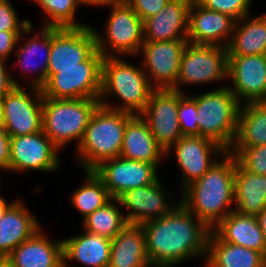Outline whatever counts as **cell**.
<instances>
[{"label":"cell","instance_id":"1","mask_svg":"<svg viewBox=\"0 0 266 267\" xmlns=\"http://www.w3.org/2000/svg\"><path fill=\"white\" fill-rule=\"evenodd\" d=\"M142 227L151 267H171L188 258L207 257L211 229L181 202L165 216Z\"/></svg>","mask_w":266,"mask_h":267},{"label":"cell","instance_id":"2","mask_svg":"<svg viewBox=\"0 0 266 267\" xmlns=\"http://www.w3.org/2000/svg\"><path fill=\"white\" fill-rule=\"evenodd\" d=\"M197 181L182 190L181 203L211 230L234 211L236 159L227 151Z\"/></svg>","mask_w":266,"mask_h":267},{"label":"cell","instance_id":"3","mask_svg":"<svg viewBox=\"0 0 266 267\" xmlns=\"http://www.w3.org/2000/svg\"><path fill=\"white\" fill-rule=\"evenodd\" d=\"M133 115L102 105L97 107L77 147L84 172L93 171L102 162L120 156L126 124Z\"/></svg>","mask_w":266,"mask_h":267},{"label":"cell","instance_id":"4","mask_svg":"<svg viewBox=\"0 0 266 267\" xmlns=\"http://www.w3.org/2000/svg\"><path fill=\"white\" fill-rule=\"evenodd\" d=\"M119 57L103 59L100 105L134 115L141 114L154 88L150 85L143 67L137 68ZM105 95H117L123 101L122 105L113 107L110 102H104Z\"/></svg>","mask_w":266,"mask_h":267},{"label":"cell","instance_id":"5","mask_svg":"<svg viewBox=\"0 0 266 267\" xmlns=\"http://www.w3.org/2000/svg\"><path fill=\"white\" fill-rule=\"evenodd\" d=\"M197 102L200 136L207 137L229 151L238 131L241 103L229 86L192 96Z\"/></svg>","mask_w":266,"mask_h":267},{"label":"cell","instance_id":"6","mask_svg":"<svg viewBox=\"0 0 266 267\" xmlns=\"http://www.w3.org/2000/svg\"><path fill=\"white\" fill-rule=\"evenodd\" d=\"M99 99H51L43 96L42 130L59 148L76 140L81 143Z\"/></svg>","mask_w":266,"mask_h":267},{"label":"cell","instance_id":"7","mask_svg":"<svg viewBox=\"0 0 266 267\" xmlns=\"http://www.w3.org/2000/svg\"><path fill=\"white\" fill-rule=\"evenodd\" d=\"M104 56L96 50L84 68H56L43 86L42 94L51 99H99Z\"/></svg>","mask_w":266,"mask_h":267},{"label":"cell","instance_id":"8","mask_svg":"<svg viewBox=\"0 0 266 267\" xmlns=\"http://www.w3.org/2000/svg\"><path fill=\"white\" fill-rule=\"evenodd\" d=\"M110 7L112 9L106 23L105 37L94 29L97 50L104 57L116 56L108 52V45L115 54L137 55L144 43L143 20L125 0H115Z\"/></svg>","mask_w":266,"mask_h":267},{"label":"cell","instance_id":"9","mask_svg":"<svg viewBox=\"0 0 266 267\" xmlns=\"http://www.w3.org/2000/svg\"><path fill=\"white\" fill-rule=\"evenodd\" d=\"M228 78L227 47L216 44L187 43L182 57L174 90L180 84H206Z\"/></svg>","mask_w":266,"mask_h":267},{"label":"cell","instance_id":"10","mask_svg":"<svg viewBox=\"0 0 266 267\" xmlns=\"http://www.w3.org/2000/svg\"><path fill=\"white\" fill-rule=\"evenodd\" d=\"M96 50V36L91 26L51 28L47 79L56 73V68H84V61Z\"/></svg>","mask_w":266,"mask_h":267},{"label":"cell","instance_id":"11","mask_svg":"<svg viewBox=\"0 0 266 267\" xmlns=\"http://www.w3.org/2000/svg\"><path fill=\"white\" fill-rule=\"evenodd\" d=\"M183 91L154 89L145 110L140 114L148 123L156 143L170 153L171 147L182 137L177 110Z\"/></svg>","mask_w":266,"mask_h":267},{"label":"cell","instance_id":"12","mask_svg":"<svg viewBox=\"0 0 266 267\" xmlns=\"http://www.w3.org/2000/svg\"><path fill=\"white\" fill-rule=\"evenodd\" d=\"M25 89L26 87L15 86L1 99L5 129L10 137L42 131V90L31 87L32 93L30 94L34 93L31 96Z\"/></svg>","mask_w":266,"mask_h":267},{"label":"cell","instance_id":"13","mask_svg":"<svg viewBox=\"0 0 266 267\" xmlns=\"http://www.w3.org/2000/svg\"><path fill=\"white\" fill-rule=\"evenodd\" d=\"M187 43V40L144 41L140 53L144 55V72L154 89L176 87L181 57Z\"/></svg>","mask_w":266,"mask_h":267},{"label":"cell","instance_id":"14","mask_svg":"<svg viewBox=\"0 0 266 267\" xmlns=\"http://www.w3.org/2000/svg\"><path fill=\"white\" fill-rule=\"evenodd\" d=\"M93 171L113 199H118L130 189L153 184L159 178L154 164L121 156L102 162Z\"/></svg>","mask_w":266,"mask_h":267},{"label":"cell","instance_id":"15","mask_svg":"<svg viewBox=\"0 0 266 267\" xmlns=\"http://www.w3.org/2000/svg\"><path fill=\"white\" fill-rule=\"evenodd\" d=\"M60 149L42 131L10 137L9 171L29 169L53 172L60 166Z\"/></svg>","mask_w":266,"mask_h":267},{"label":"cell","instance_id":"16","mask_svg":"<svg viewBox=\"0 0 266 267\" xmlns=\"http://www.w3.org/2000/svg\"><path fill=\"white\" fill-rule=\"evenodd\" d=\"M228 78L240 103L266 102V55L228 56Z\"/></svg>","mask_w":266,"mask_h":267},{"label":"cell","instance_id":"17","mask_svg":"<svg viewBox=\"0 0 266 267\" xmlns=\"http://www.w3.org/2000/svg\"><path fill=\"white\" fill-rule=\"evenodd\" d=\"M179 169L182 170V189L200 179L227 152L215 141L201 136H182L173 146ZM216 157L212 160L211 156Z\"/></svg>","mask_w":266,"mask_h":267},{"label":"cell","instance_id":"18","mask_svg":"<svg viewBox=\"0 0 266 267\" xmlns=\"http://www.w3.org/2000/svg\"><path fill=\"white\" fill-rule=\"evenodd\" d=\"M167 199L171 196L159 178L153 184L130 189L118 198L120 205L131 210L125 218L133 225H142L169 213L178 203H168Z\"/></svg>","mask_w":266,"mask_h":267},{"label":"cell","instance_id":"19","mask_svg":"<svg viewBox=\"0 0 266 267\" xmlns=\"http://www.w3.org/2000/svg\"><path fill=\"white\" fill-rule=\"evenodd\" d=\"M235 22L230 16L206 9L192 0L189 9L187 41L194 44H216L227 47Z\"/></svg>","mask_w":266,"mask_h":267},{"label":"cell","instance_id":"20","mask_svg":"<svg viewBox=\"0 0 266 267\" xmlns=\"http://www.w3.org/2000/svg\"><path fill=\"white\" fill-rule=\"evenodd\" d=\"M192 0H170L155 16L143 22L144 41L187 40Z\"/></svg>","mask_w":266,"mask_h":267},{"label":"cell","instance_id":"21","mask_svg":"<svg viewBox=\"0 0 266 267\" xmlns=\"http://www.w3.org/2000/svg\"><path fill=\"white\" fill-rule=\"evenodd\" d=\"M12 267H60L63 264L62 240L50 241L38 230L8 256Z\"/></svg>","mask_w":266,"mask_h":267},{"label":"cell","instance_id":"22","mask_svg":"<svg viewBox=\"0 0 266 267\" xmlns=\"http://www.w3.org/2000/svg\"><path fill=\"white\" fill-rule=\"evenodd\" d=\"M166 155L156 143L147 121L140 115H133L127 122L120 156L139 162L159 164Z\"/></svg>","mask_w":266,"mask_h":267},{"label":"cell","instance_id":"23","mask_svg":"<svg viewBox=\"0 0 266 267\" xmlns=\"http://www.w3.org/2000/svg\"><path fill=\"white\" fill-rule=\"evenodd\" d=\"M16 200L0 220V257H7L18 245L41 230L39 221Z\"/></svg>","mask_w":266,"mask_h":267},{"label":"cell","instance_id":"24","mask_svg":"<svg viewBox=\"0 0 266 267\" xmlns=\"http://www.w3.org/2000/svg\"><path fill=\"white\" fill-rule=\"evenodd\" d=\"M63 264L77 261L88 267H109L111 239L88 231L63 240Z\"/></svg>","mask_w":266,"mask_h":267},{"label":"cell","instance_id":"25","mask_svg":"<svg viewBox=\"0 0 266 267\" xmlns=\"http://www.w3.org/2000/svg\"><path fill=\"white\" fill-rule=\"evenodd\" d=\"M151 267L142 225L128 224L111 240L109 267Z\"/></svg>","mask_w":266,"mask_h":267},{"label":"cell","instance_id":"26","mask_svg":"<svg viewBox=\"0 0 266 267\" xmlns=\"http://www.w3.org/2000/svg\"><path fill=\"white\" fill-rule=\"evenodd\" d=\"M212 231L224 242L240 245L263 254L264 236L254 215H243L234 210Z\"/></svg>","mask_w":266,"mask_h":267},{"label":"cell","instance_id":"27","mask_svg":"<svg viewBox=\"0 0 266 267\" xmlns=\"http://www.w3.org/2000/svg\"><path fill=\"white\" fill-rule=\"evenodd\" d=\"M205 261L206 267H266V258L262 253L224 242L212 230Z\"/></svg>","mask_w":266,"mask_h":267},{"label":"cell","instance_id":"28","mask_svg":"<svg viewBox=\"0 0 266 267\" xmlns=\"http://www.w3.org/2000/svg\"><path fill=\"white\" fill-rule=\"evenodd\" d=\"M227 53L228 56L266 55L265 13L250 19L247 15L235 22Z\"/></svg>","mask_w":266,"mask_h":267},{"label":"cell","instance_id":"29","mask_svg":"<svg viewBox=\"0 0 266 267\" xmlns=\"http://www.w3.org/2000/svg\"><path fill=\"white\" fill-rule=\"evenodd\" d=\"M234 203L236 212L256 216L266 207V175L250 173L236 162Z\"/></svg>","mask_w":266,"mask_h":267},{"label":"cell","instance_id":"30","mask_svg":"<svg viewBox=\"0 0 266 267\" xmlns=\"http://www.w3.org/2000/svg\"><path fill=\"white\" fill-rule=\"evenodd\" d=\"M31 29L32 23L24 30V33H21L18 39L17 45H19L21 48H18L16 51L15 56L18 57V61L16 63L20 65V67H24V71L25 68L28 71H33V67L38 70L41 69L40 75L32 80L31 86L33 88L42 89L47 82V71L51 50V28L43 27L40 33L38 32L36 35H34V37L27 39L28 41L26 42V44H24L23 46L20 45L19 42L23 39V34H28L29 32H31ZM40 50H44L43 57L45 58H43V62L41 61L40 65H37L35 63H32V57L34 58L35 56L39 55V52H41ZM35 65L37 66L35 67Z\"/></svg>","mask_w":266,"mask_h":267},{"label":"cell","instance_id":"31","mask_svg":"<svg viewBox=\"0 0 266 267\" xmlns=\"http://www.w3.org/2000/svg\"><path fill=\"white\" fill-rule=\"evenodd\" d=\"M264 144H266V102L242 104L233 147H254Z\"/></svg>","mask_w":266,"mask_h":267},{"label":"cell","instance_id":"32","mask_svg":"<svg viewBox=\"0 0 266 267\" xmlns=\"http://www.w3.org/2000/svg\"><path fill=\"white\" fill-rule=\"evenodd\" d=\"M116 204L120 205V201L112 199L105 206L84 218L82 222L84 231L112 240L128 225L124 214Z\"/></svg>","mask_w":266,"mask_h":267},{"label":"cell","instance_id":"33","mask_svg":"<svg viewBox=\"0 0 266 267\" xmlns=\"http://www.w3.org/2000/svg\"><path fill=\"white\" fill-rule=\"evenodd\" d=\"M85 172V184L74 191L71 196L74 208H77L78 212L83 215V219L113 199L103 181L94 171Z\"/></svg>","mask_w":266,"mask_h":267},{"label":"cell","instance_id":"34","mask_svg":"<svg viewBox=\"0 0 266 267\" xmlns=\"http://www.w3.org/2000/svg\"><path fill=\"white\" fill-rule=\"evenodd\" d=\"M36 2L49 18L43 27L50 28H79L88 26L83 23H76L75 16L77 0H33Z\"/></svg>","mask_w":266,"mask_h":267},{"label":"cell","instance_id":"35","mask_svg":"<svg viewBox=\"0 0 266 267\" xmlns=\"http://www.w3.org/2000/svg\"><path fill=\"white\" fill-rule=\"evenodd\" d=\"M246 171L266 175V144L254 147H232L229 150Z\"/></svg>","mask_w":266,"mask_h":267},{"label":"cell","instance_id":"36","mask_svg":"<svg viewBox=\"0 0 266 267\" xmlns=\"http://www.w3.org/2000/svg\"><path fill=\"white\" fill-rule=\"evenodd\" d=\"M177 117L182 136H200L197 102L184 92L179 96Z\"/></svg>","mask_w":266,"mask_h":267},{"label":"cell","instance_id":"37","mask_svg":"<svg viewBox=\"0 0 266 267\" xmlns=\"http://www.w3.org/2000/svg\"><path fill=\"white\" fill-rule=\"evenodd\" d=\"M202 7L218 11L233 18L235 21L249 14L252 0H194Z\"/></svg>","mask_w":266,"mask_h":267},{"label":"cell","instance_id":"38","mask_svg":"<svg viewBox=\"0 0 266 267\" xmlns=\"http://www.w3.org/2000/svg\"><path fill=\"white\" fill-rule=\"evenodd\" d=\"M31 21H20L9 0H0V31H24Z\"/></svg>","mask_w":266,"mask_h":267},{"label":"cell","instance_id":"39","mask_svg":"<svg viewBox=\"0 0 266 267\" xmlns=\"http://www.w3.org/2000/svg\"><path fill=\"white\" fill-rule=\"evenodd\" d=\"M143 22L155 16L170 0H125Z\"/></svg>","mask_w":266,"mask_h":267},{"label":"cell","instance_id":"40","mask_svg":"<svg viewBox=\"0 0 266 267\" xmlns=\"http://www.w3.org/2000/svg\"><path fill=\"white\" fill-rule=\"evenodd\" d=\"M24 31H0V58L7 60L17 47L18 39Z\"/></svg>","mask_w":266,"mask_h":267},{"label":"cell","instance_id":"41","mask_svg":"<svg viewBox=\"0 0 266 267\" xmlns=\"http://www.w3.org/2000/svg\"><path fill=\"white\" fill-rule=\"evenodd\" d=\"M10 135L5 128H0V169L9 171Z\"/></svg>","mask_w":266,"mask_h":267},{"label":"cell","instance_id":"42","mask_svg":"<svg viewBox=\"0 0 266 267\" xmlns=\"http://www.w3.org/2000/svg\"><path fill=\"white\" fill-rule=\"evenodd\" d=\"M4 61L6 60L0 58V99L8 94L15 86H21L11 77Z\"/></svg>","mask_w":266,"mask_h":267},{"label":"cell","instance_id":"43","mask_svg":"<svg viewBox=\"0 0 266 267\" xmlns=\"http://www.w3.org/2000/svg\"><path fill=\"white\" fill-rule=\"evenodd\" d=\"M257 222L259 224V227L261 228V231L263 233L264 236V251H263V255L266 258V207L264 209H262L257 215Z\"/></svg>","mask_w":266,"mask_h":267},{"label":"cell","instance_id":"44","mask_svg":"<svg viewBox=\"0 0 266 267\" xmlns=\"http://www.w3.org/2000/svg\"><path fill=\"white\" fill-rule=\"evenodd\" d=\"M78 4L94 5V6H110L115 0H77Z\"/></svg>","mask_w":266,"mask_h":267},{"label":"cell","instance_id":"45","mask_svg":"<svg viewBox=\"0 0 266 267\" xmlns=\"http://www.w3.org/2000/svg\"><path fill=\"white\" fill-rule=\"evenodd\" d=\"M7 204L6 201L0 196V220L3 218L6 210L14 203Z\"/></svg>","mask_w":266,"mask_h":267},{"label":"cell","instance_id":"46","mask_svg":"<svg viewBox=\"0 0 266 267\" xmlns=\"http://www.w3.org/2000/svg\"><path fill=\"white\" fill-rule=\"evenodd\" d=\"M0 128H5V118H4V111L1 99H0Z\"/></svg>","mask_w":266,"mask_h":267},{"label":"cell","instance_id":"47","mask_svg":"<svg viewBox=\"0 0 266 267\" xmlns=\"http://www.w3.org/2000/svg\"><path fill=\"white\" fill-rule=\"evenodd\" d=\"M0 267H12L7 257H0Z\"/></svg>","mask_w":266,"mask_h":267}]
</instances>
